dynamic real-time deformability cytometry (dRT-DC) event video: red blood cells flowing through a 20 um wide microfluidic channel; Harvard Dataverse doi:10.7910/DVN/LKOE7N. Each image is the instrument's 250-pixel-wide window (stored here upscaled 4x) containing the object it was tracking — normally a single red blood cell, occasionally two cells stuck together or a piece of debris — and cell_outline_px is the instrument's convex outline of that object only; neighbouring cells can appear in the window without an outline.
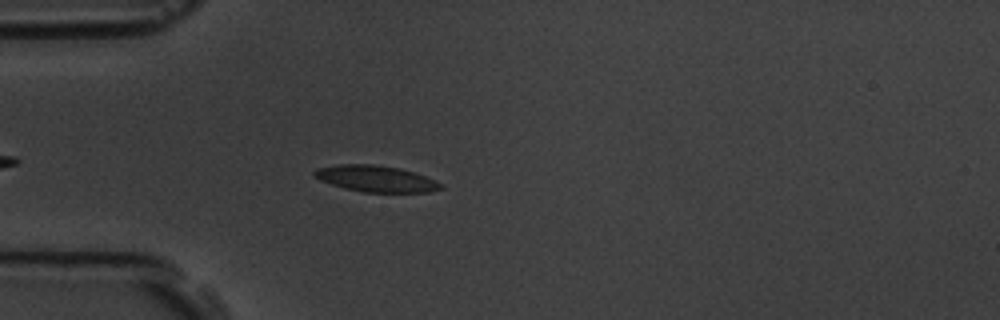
{"species": "common noctule bat (a hibernating species)", "species_latin": "Nyctalus noctula", "temperature_condition": "room temperature", "stored_images_in_passage": 3, "camera_frame_rate_fps": 3000, "um_per_image_px": 0.085, "animal": {"sex": "male", "body_mass_g": 19.5, "forearm_length_mm": 54.6}, "frame": {"image": 1, "passage_image": 3, "time_ms": 3.0, "image_size_px": [1000, 320], "cell_outline_px": [[444, 188], [428, 192], [364, 192], [344, 188], [320, 180], [312, 176], [312, 172], [316, 168], [340, 164], [372, 164], [400, 168], [424, 176], [444, 184]], "centroid_in_image_um": [31.93, 15.19], "position_along_channel_um": 53.1, "area_um2": 19.36}}